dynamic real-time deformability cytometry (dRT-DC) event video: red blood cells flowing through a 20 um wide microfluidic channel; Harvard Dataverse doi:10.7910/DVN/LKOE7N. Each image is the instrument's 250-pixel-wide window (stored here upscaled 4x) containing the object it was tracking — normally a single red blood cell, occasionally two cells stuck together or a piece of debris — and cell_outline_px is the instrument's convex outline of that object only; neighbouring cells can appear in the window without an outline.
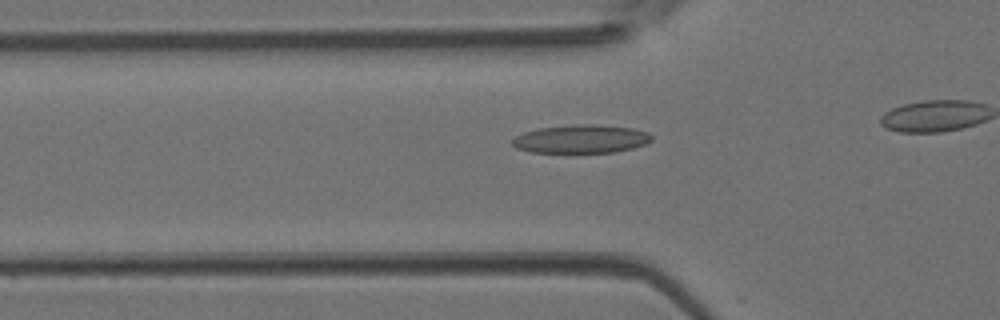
{"species": "Egyptian fruit bat (a non-hibernating species)", "species_latin": "Rousettus aegyptiacus", "temperature_condition": "room temperature", "stored_images_in_passage": 32, "camera_frame_rate_fps": 3000, "um_per_image_px": 0.085, "animal": {"sex": "female"}, "frame": {"image": 1, "passage_image": 12, "time_ms": 3.667, "image_size_px": [1000, 320], "cell_outline_px": [[652, 140], [644, 144], [632, 148], [616, 152], [532, 152], [516, 148], [512, 144], [512, 140], [516, 136], [524, 132], [536, 128], [572, 124], [592, 124], [632, 128], [648, 132], [652, 136]], "centroid_in_image_um": [49.38, 11.8], "position_along_channel_um": 76.4, "area_um2": 23.0}}
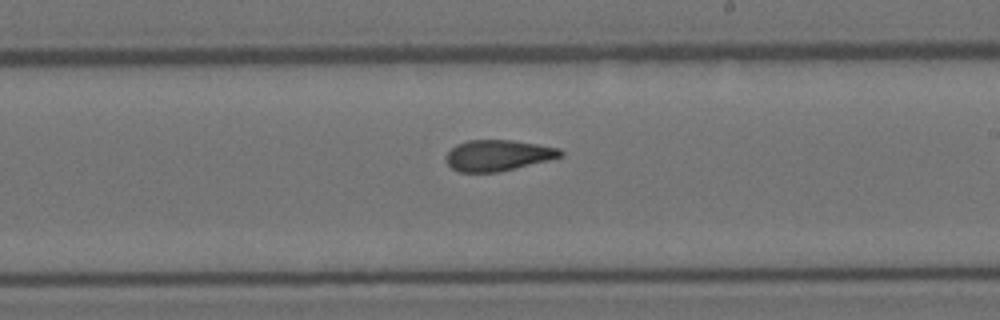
{"frame": {"image": 2, "passage_image": 23, "time_ms": 7.333, "image_size_px": [1000, 320], "cell_outline_px": [[564, 152], [560, 156], [548, 160], [516, 168], [496, 172], [456, 172], [444, 160], [444, 156], [456, 144], [468, 140], [512, 140], [560, 148]], "centroid_in_image_um": [42.27, 13.21], "position_along_channel_um": 246.7, "area_um2": 20.63}}
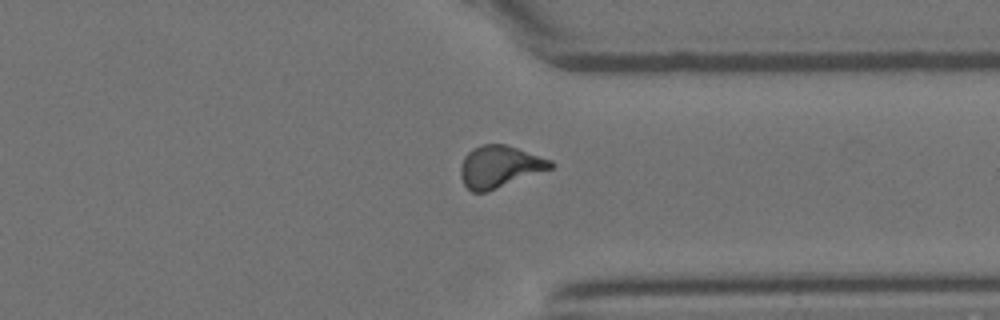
{"frame": {"image": 3, "passage_image": 31, "time_ms": 10.0, "image_size_px": [1000, 320], "cell_outline_px": [[556, 164], [552, 168], [488, 192], [472, 192], [464, 184], [460, 176], [460, 168], [464, 156], [472, 148], [484, 144], [504, 144], [552, 160]], "centroid_in_image_um": [42.45, 14.17], "position_along_channel_um": 368.9, "area_um2": 21.96}}